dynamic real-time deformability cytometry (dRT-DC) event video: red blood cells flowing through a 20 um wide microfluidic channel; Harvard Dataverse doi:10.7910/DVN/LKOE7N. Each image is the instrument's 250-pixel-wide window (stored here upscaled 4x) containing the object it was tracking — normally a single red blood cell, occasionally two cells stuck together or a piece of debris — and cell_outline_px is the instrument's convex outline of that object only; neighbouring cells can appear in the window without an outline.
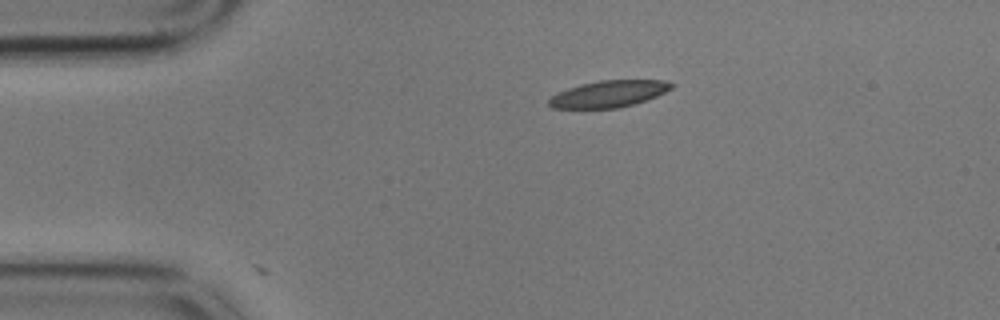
{"species": "common noctule bat (a hibernating species)", "species_latin": "Nyctalus noctula", "temperature_condition": "cold", "stored_images_in_passage": 2, "camera_frame_rate_fps": 3000, "um_per_image_px": 0.085, "animal": {"sex": "male", "body_mass_g": 17.9}, "frame": {"image": 1, "passage_image": 2, "time_ms": 0.333, "image_size_px": [1000, 320], "cell_outline_px": [[676, 84], [672, 88], [656, 96], [632, 104], [616, 108], [552, 108], [548, 104], [548, 100], [552, 96], [568, 88], [580, 84], [600, 80], [664, 80]], "centroid_in_image_um": [51.74, 7.97], "position_along_channel_um": 33.3, "area_um2": 18.84}}